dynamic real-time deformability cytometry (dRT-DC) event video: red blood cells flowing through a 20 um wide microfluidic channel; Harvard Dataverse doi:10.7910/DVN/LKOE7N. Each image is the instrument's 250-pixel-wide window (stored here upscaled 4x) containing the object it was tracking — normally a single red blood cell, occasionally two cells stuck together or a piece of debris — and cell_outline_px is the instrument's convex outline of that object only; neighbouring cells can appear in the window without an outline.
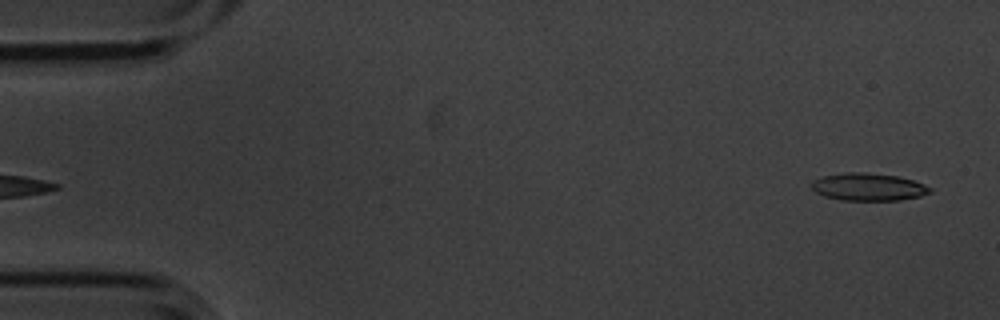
{"species": "common noctule bat (a hibernating species)", "species_latin": "Nyctalus noctula", "temperature_condition": "cold", "stored_images_in_passage": 6, "segment_of_instrument_passage": [2, 2], "camera_frame_rate_fps": 3000, "um_per_image_px": 0.085, "animal": {"sex": "male", "body_mass_g": 20.1, "forearm_length_mm": 53.5}, "frame": {"image": 1, "passage_image": 6, "time_ms": 1.667, "image_size_px": [1000, 320], "cell_outline_px": [[932, 192], [920, 196], [900, 200], [840, 200], [824, 196], [816, 192], [812, 188], [812, 180], [824, 176], [848, 172], [864, 172], [896, 176], [912, 180], [924, 184], [932, 188]], "centroid_in_image_um": [73.81, 15.89], "position_along_channel_um": 11.2, "area_um2": 18.9}}